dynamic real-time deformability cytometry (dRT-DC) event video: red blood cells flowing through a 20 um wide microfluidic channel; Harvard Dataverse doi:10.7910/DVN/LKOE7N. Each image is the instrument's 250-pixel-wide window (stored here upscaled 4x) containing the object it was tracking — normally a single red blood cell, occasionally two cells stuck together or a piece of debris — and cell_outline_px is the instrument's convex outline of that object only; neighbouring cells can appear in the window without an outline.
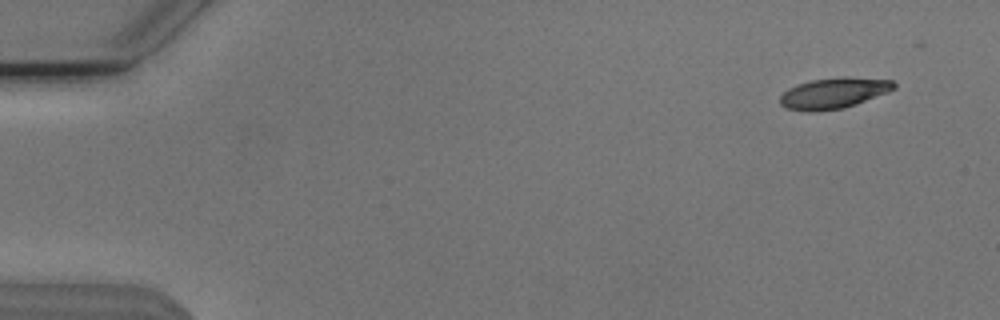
{"species": "Egyptian fruit bat (a non-hibernating species)", "species_latin": "Rousettus aegyptiacus", "temperature_condition": "cold", "stored_images_in_passage": 21, "camera_frame_rate_fps": 3000, "um_per_image_px": 0.085, "animal": {"sex": "male"}, "frame": {"image": 1, "passage_image": 1, "time_ms": 0.0, "image_size_px": [1000, 320], "cell_outline_px": [[896, 88], [888, 92], [856, 104], [844, 108], [808, 112], [784, 108], [780, 104], [780, 96], [788, 88], [796, 84], [812, 80], [844, 76], [892, 80], [896, 84]], "centroid_in_image_um": [70.85, 7.91], "position_along_channel_um": 14.1, "area_um2": 20.58}}
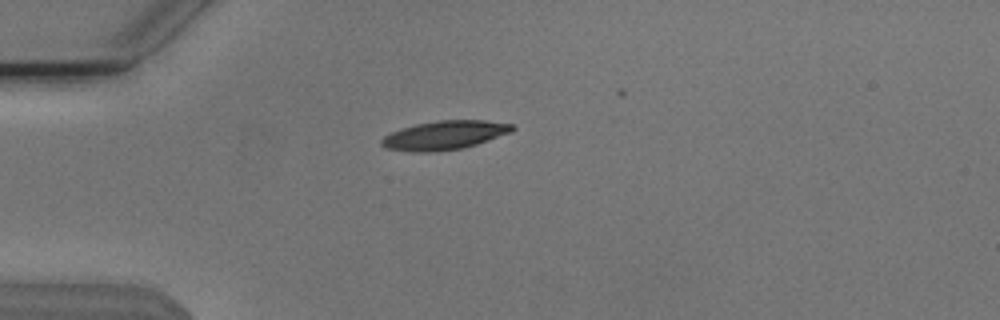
{"frame": {"image": 2, "passage_image": 12, "time_ms": 3.667, "image_size_px": [1000, 320], "cell_outline_px": [[516, 128], [512, 132], [476, 144], [460, 148], [428, 152], [412, 152], [384, 148], [380, 144], [380, 140], [384, 136], [392, 132], [416, 124], [440, 120], [484, 120], [512, 124]], "centroid_in_image_um": [37.77, 11.49], "position_along_channel_um": 47.2, "area_um2": 21.79}}
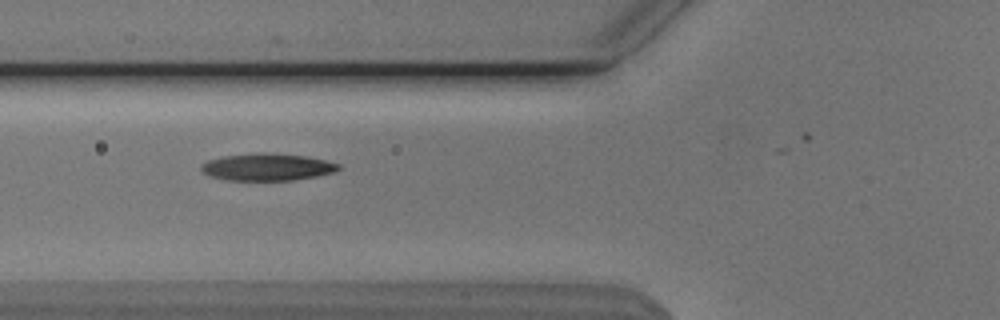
{"frame": {"image": 3, "passage_image": 18, "time_ms": 5.667, "image_size_px": [1000, 320], "cell_outline_px": [[340, 168], [332, 172], [316, 176], [292, 180], [228, 180], [212, 176], [204, 172], [200, 168], [200, 164], [208, 160], [224, 156], [256, 152], [264, 152], [308, 156], [340, 164]], "centroid_in_image_um": [22.7, 14.18], "position_along_channel_um": 103.1, "area_um2": 21.62}}